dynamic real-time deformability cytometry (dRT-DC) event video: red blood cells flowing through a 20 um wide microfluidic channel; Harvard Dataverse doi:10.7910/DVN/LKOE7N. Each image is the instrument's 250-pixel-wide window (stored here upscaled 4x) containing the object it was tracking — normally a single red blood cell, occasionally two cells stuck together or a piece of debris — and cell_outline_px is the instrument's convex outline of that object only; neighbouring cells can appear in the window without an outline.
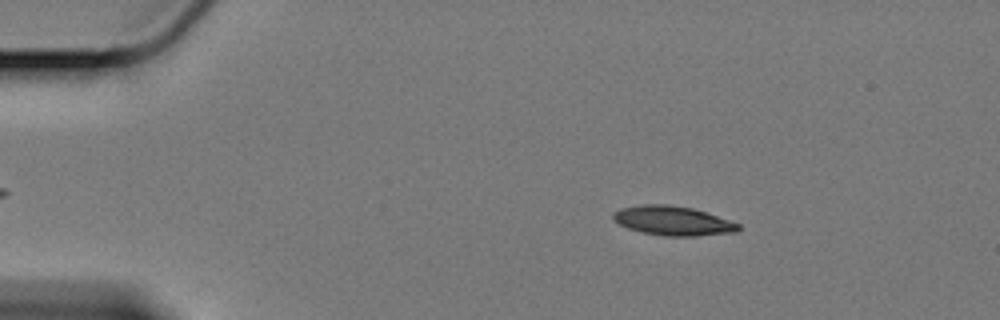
{"species": "Egyptian fruit bat (a non-hibernating species)", "species_latin": "Rousettus aegyptiacus", "temperature_condition": "cold", "stored_images_in_passage": 20, "camera_frame_rate_fps": 3000, "um_per_image_px": 0.085, "animal": {"sex": "female"}, "frame": {"image": 1, "passage_image": 10, "time_ms": 3.0, "image_size_px": [1000, 320], "cell_outline_px": [[740, 228], [736, 232], [696, 236], [664, 236], [644, 232], [628, 228], [620, 224], [612, 216], [616, 212], [624, 208], [644, 204], [668, 204], [692, 208], [740, 224]], "centroid_in_image_um": [57.23, 18.77], "position_along_channel_um": 27.8, "area_um2": 20.92}}
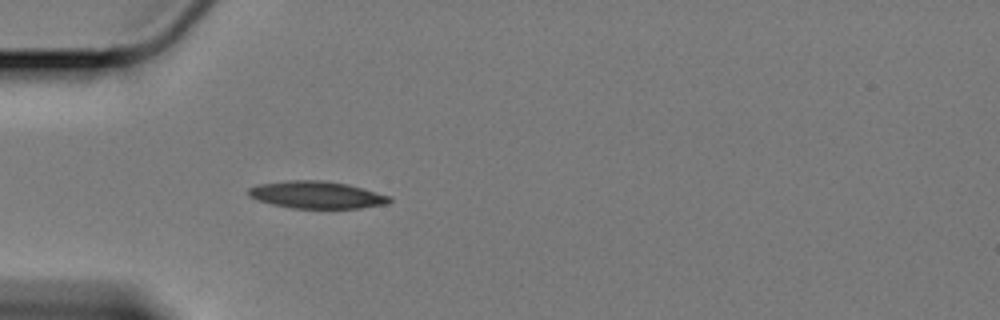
{"frame": {"image": 2, "passage_image": 18, "time_ms": 5.667, "image_size_px": [1000, 320], "cell_outline_px": [[392, 200], [388, 204], [360, 208], [292, 208], [272, 204], [256, 200], [248, 196], [248, 188], [260, 184], [288, 180], [324, 180], [348, 184], [392, 196]], "centroid_in_image_um": [26.94, 16.56], "position_along_channel_um": 58.1, "area_um2": 22.54}}